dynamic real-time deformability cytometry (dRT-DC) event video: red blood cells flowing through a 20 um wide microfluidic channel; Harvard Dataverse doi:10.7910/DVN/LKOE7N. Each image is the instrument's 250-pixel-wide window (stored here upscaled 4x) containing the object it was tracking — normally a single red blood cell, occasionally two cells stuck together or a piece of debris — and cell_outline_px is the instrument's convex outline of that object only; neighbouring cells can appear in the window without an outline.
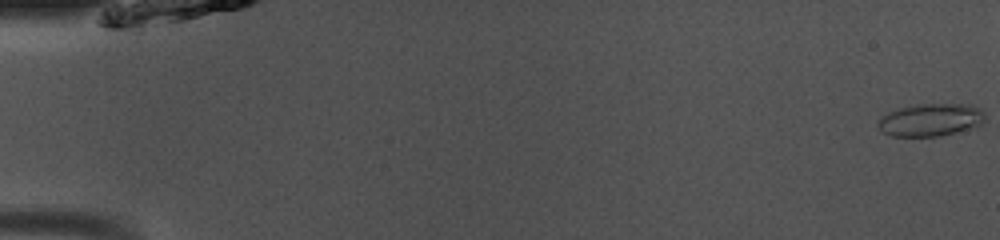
{"species": "common noctule bat (a hibernating species)", "species_latin": "Nyctalus noctula", "temperature_condition": "room temperature", "stored_images_in_passage": 50, "camera_frame_rate_fps": 3000, "um_per_image_px": 0.085, "animal": {"sex": "male", "body_mass_g": 13.0, "forearm_length_mm": 53.1}, "frame": {"image": 1, "passage_image": 1, "time_ms": 0.0, "image_size_px": [1000, 240], "cell_outline_px": [[984, 120], [980, 124], [968, 128], [940, 136], [892, 136], [884, 132], [876, 124], [888, 112], [900, 108], [916, 104], [972, 104], [980, 108], [984, 112]], "centroid_in_image_um": [79.11, 10.17], "position_along_channel_um": 5.9, "area_um2": 20.06}}
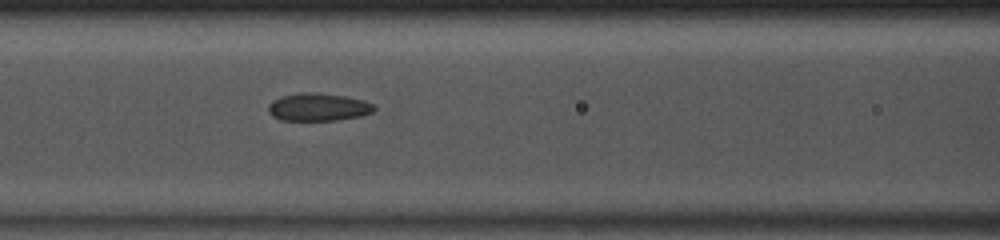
{"frame": {"image": 2, "passage_image": 22, "time_ms": 7.0, "image_size_px": [1000, 240], "cell_outline_px": [[376, 108], [372, 112], [360, 116], [336, 120], [280, 120], [272, 116], [268, 112], [268, 104], [272, 100], [280, 96], [300, 92], [312, 92], [344, 96], [364, 100], [376, 104]], "centroid_in_image_um": [27.03, 9.09], "position_along_channel_um": 139.6, "area_um2": 17.28}}
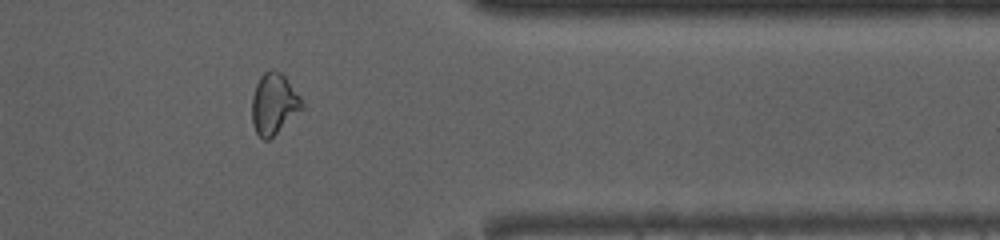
{"frame": {"image": 3, "passage_image": 41, "time_ms": 13.333, "image_size_px": [1000, 240], "cell_outline_px": [[304, 108], [268, 140], [264, 140], [256, 132], [252, 124], [252, 96], [256, 84], [260, 76], [264, 72], [272, 68], [280, 72], [284, 76], [300, 96], [304, 104]], "centroid_in_image_um": [23.28, 8.81], "position_along_channel_um": 388.1, "area_um2": 17.74}, "authors_computed_cell_mechanics": {"area_um2": 18.1492, "velocity_mm_per_s": 4.0911, "shape_relaxation_time_tau1_ms": 6.2554, "shape_relaxation_time_tau2_ms": 1.5292, "deformation_change_tau1": 0.1596, "deformation_change_tau2": 0.0768}}